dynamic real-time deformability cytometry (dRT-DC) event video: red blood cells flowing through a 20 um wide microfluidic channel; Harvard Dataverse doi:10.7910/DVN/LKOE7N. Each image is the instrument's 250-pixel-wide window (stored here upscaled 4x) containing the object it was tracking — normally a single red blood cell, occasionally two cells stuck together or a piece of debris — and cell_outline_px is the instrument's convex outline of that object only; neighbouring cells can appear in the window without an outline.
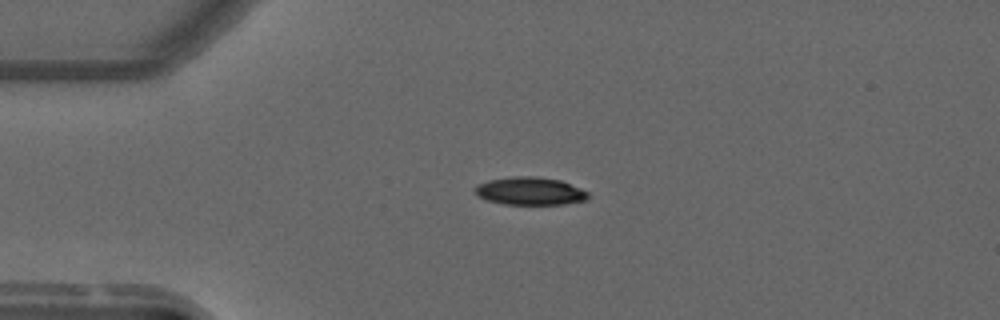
{"species": "common noctule bat (a hibernating species)", "species_latin": "Nyctalus noctula", "temperature_condition": "warm", "stored_images_in_passage": 10, "camera_frame_rate_fps": 3000, "um_per_image_px": 0.085, "animal": {"sex": "male", "forearm_length_mm": 52.5}, "frame": {"image": 1, "passage_image": 1, "time_ms": 0.0, "image_size_px": [1000, 320], "cell_outline_px": [[588, 200], [564, 204], [504, 204], [488, 200], [476, 196], [476, 184], [488, 180], [512, 176], [536, 176], [560, 180], [580, 188], [588, 192]], "centroid_in_image_um": [45.05, 16.23], "position_along_channel_um": 40.0, "area_um2": 18.38}}
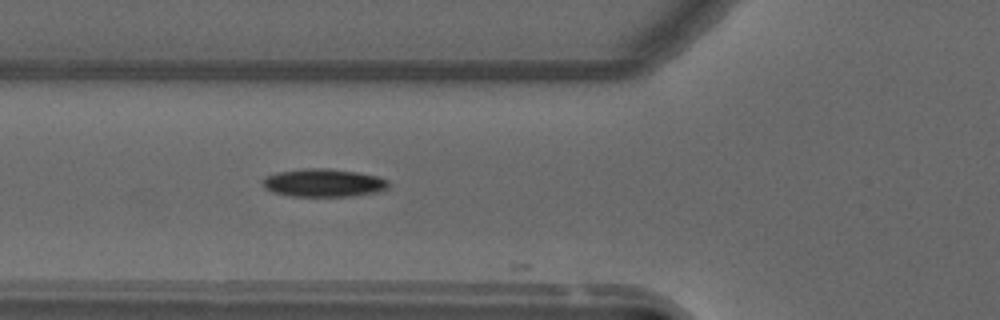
{"frame": {"image": 2, "passage_image": 8, "time_ms": 2.333, "image_size_px": [1000, 320], "cell_outline_px": [[388, 188], [380, 192], [352, 196], [292, 196], [272, 192], [264, 188], [260, 180], [264, 176], [276, 172], [304, 168], [328, 168], [356, 172], [376, 176], [388, 180]], "centroid_in_image_um": [27.46, 15.54], "position_along_channel_um": 98.3, "area_um2": 20.81}}